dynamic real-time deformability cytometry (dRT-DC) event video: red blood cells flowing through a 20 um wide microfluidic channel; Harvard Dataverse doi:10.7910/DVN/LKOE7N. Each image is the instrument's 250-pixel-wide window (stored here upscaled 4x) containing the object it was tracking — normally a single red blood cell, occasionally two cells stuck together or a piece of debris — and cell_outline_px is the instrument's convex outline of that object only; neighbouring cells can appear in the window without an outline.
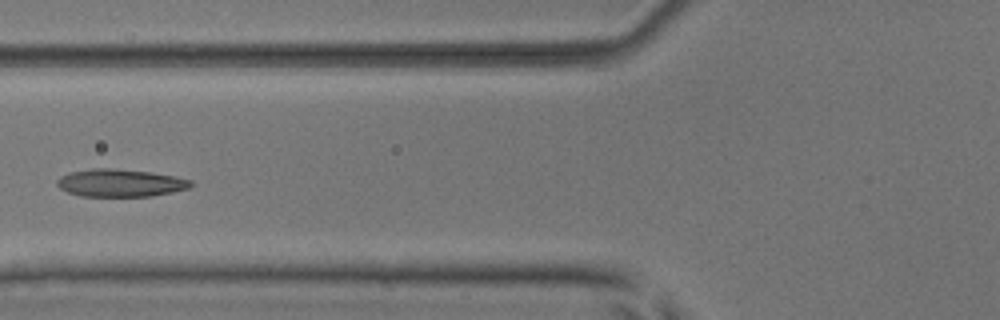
{"species": "common noctule bat (a hibernating species)", "species_latin": "Nyctalus noctula", "temperature_condition": "room temperature", "stored_images_in_passage": 6, "camera_frame_rate_fps": 3000, "um_per_image_px": 0.085, "animal": {"sex": "male", "body_mass_g": 17.9, "forearm_length_mm": 54.2}, "frame": {"image": 1, "passage_image": 6, "time_ms": 6.0, "image_size_px": [1000, 320], "cell_outline_px": [[192, 184], [188, 188], [172, 192], [152, 196], [80, 196], [68, 192], [60, 188], [56, 184], [56, 180], [60, 176], [72, 172], [92, 168], [112, 168], [148, 172], [176, 176], [192, 180]], "centroid_in_image_um": [10.21, 15.55], "position_along_channel_um": 115.6, "area_um2": 21.44}}